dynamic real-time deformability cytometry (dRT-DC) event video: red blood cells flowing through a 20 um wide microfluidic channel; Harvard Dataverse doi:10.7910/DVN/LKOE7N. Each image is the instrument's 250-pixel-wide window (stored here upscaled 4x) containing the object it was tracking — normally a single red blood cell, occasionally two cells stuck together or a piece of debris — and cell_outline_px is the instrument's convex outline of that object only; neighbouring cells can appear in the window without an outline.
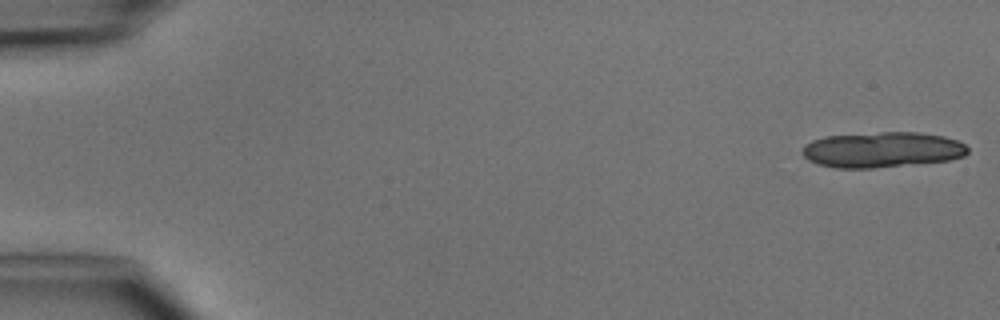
{"species": "common noctule bat (a hibernating species)", "species_latin": "Nyctalus noctula", "temperature_condition": "cold", "stored_images_in_passage": 6, "camera_frame_rate_fps": 3000, "um_per_image_px": 0.085, "animal": {"sex": "male", "body_mass_g": 15.6}, "frame": {"image": 1, "passage_image": 1, "time_ms": 0.0, "image_size_px": [1000, 320], "cell_outline_px": [[968, 152], [964, 156], [952, 160], [872, 168], [836, 168], [816, 164], [808, 160], [800, 152], [804, 144], [812, 140], [824, 136], [880, 132], [920, 132], [944, 136], [956, 140], [964, 144], [968, 148]], "centroid_in_image_um": [74.96, 12.72], "position_along_channel_um": 10.0, "area_um2": 34.56}}
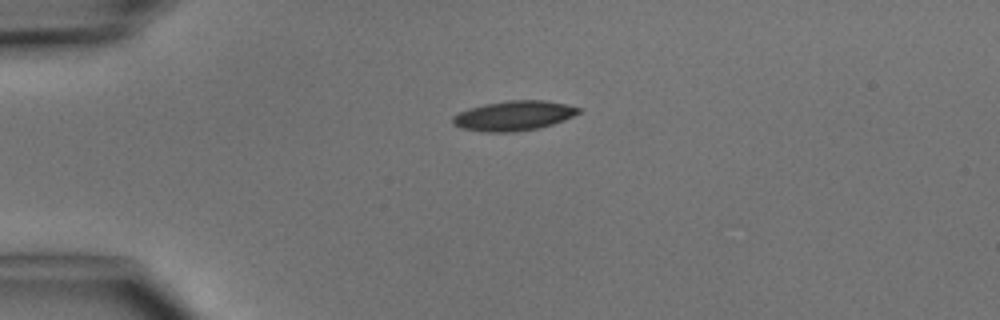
{"frame": {"image": 2, "passage_image": 6, "time_ms": 6.0, "image_size_px": [1000, 320], "cell_outline_px": [[580, 112], [564, 120], [540, 128], [516, 132], [480, 132], [460, 128], [452, 124], [452, 116], [468, 108], [484, 104], [508, 100], [544, 100], [564, 104], [580, 108]], "centroid_in_image_um": [43.61, 9.85], "position_along_channel_um": 41.4, "area_um2": 21.96}}